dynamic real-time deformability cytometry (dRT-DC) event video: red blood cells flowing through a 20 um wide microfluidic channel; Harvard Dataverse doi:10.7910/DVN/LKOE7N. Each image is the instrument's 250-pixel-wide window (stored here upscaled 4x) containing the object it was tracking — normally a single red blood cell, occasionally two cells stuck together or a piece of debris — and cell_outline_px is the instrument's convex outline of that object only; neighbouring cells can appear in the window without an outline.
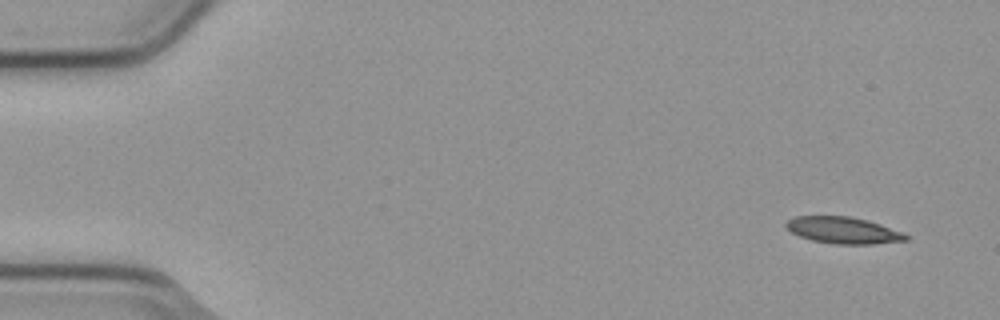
{"species": "common noctule bat (a hibernating species)", "species_latin": "Nyctalus noctula", "temperature_condition": "cold", "stored_images_in_passage": 6, "camera_frame_rate_fps": 3000, "um_per_image_px": 0.085, "animal": {"sex": "male", "body_mass_g": 23.1, "forearm_length_mm": 52.7}, "frame": {"image": 1, "passage_image": 1, "time_ms": 0.0, "image_size_px": [1000, 320], "cell_outline_px": [[908, 240], [872, 244], [836, 244], [812, 240], [800, 236], [792, 232], [784, 224], [788, 220], [796, 216], [848, 216], [868, 220], [904, 232], [908, 236]], "centroid_in_image_um": [71.7, 19.57], "position_along_channel_um": 13.3, "area_um2": 18.5}}
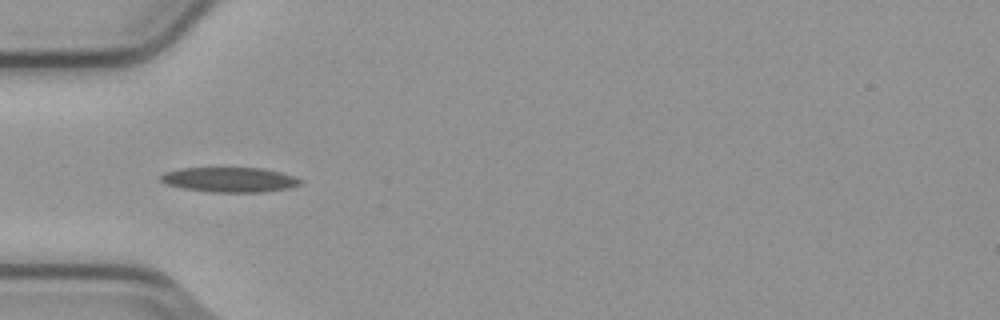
{"frame": {"image": 2, "passage_image": 5, "time_ms": 1.333, "image_size_px": [1000, 320], "cell_outline_px": [[300, 184], [288, 188], [264, 192], [208, 192], [184, 188], [164, 184], [156, 176], [164, 172], [180, 168], [264, 168], [280, 172], [292, 176], [300, 180]], "centroid_in_image_um": [19.43, 15.27], "position_along_channel_um": 65.6, "area_um2": 20.29}}
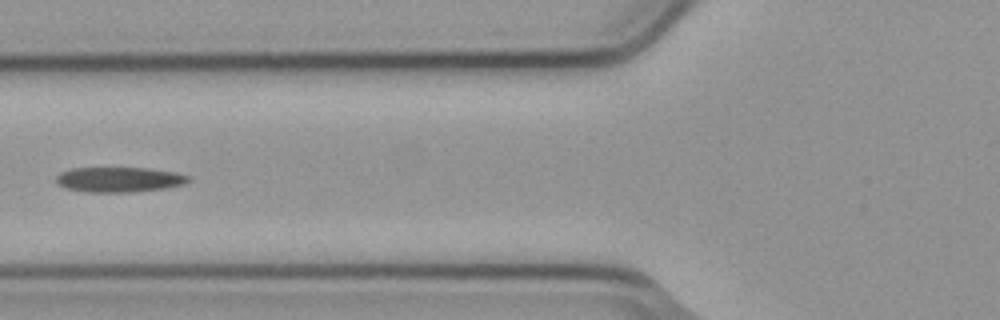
{"frame": {"image": 3, "passage_image": 6, "time_ms": 1.667, "image_size_px": [1000, 320], "cell_outline_px": [[192, 180], [184, 184], [164, 188], [128, 192], [88, 192], [64, 188], [56, 184], [56, 176], [60, 172], [72, 168], [148, 168], [176, 172], [188, 176]], "centroid_in_image_um": [10.1, 15.26], "position_along_channel_um": 115.7, "area_um2": 19.36}}